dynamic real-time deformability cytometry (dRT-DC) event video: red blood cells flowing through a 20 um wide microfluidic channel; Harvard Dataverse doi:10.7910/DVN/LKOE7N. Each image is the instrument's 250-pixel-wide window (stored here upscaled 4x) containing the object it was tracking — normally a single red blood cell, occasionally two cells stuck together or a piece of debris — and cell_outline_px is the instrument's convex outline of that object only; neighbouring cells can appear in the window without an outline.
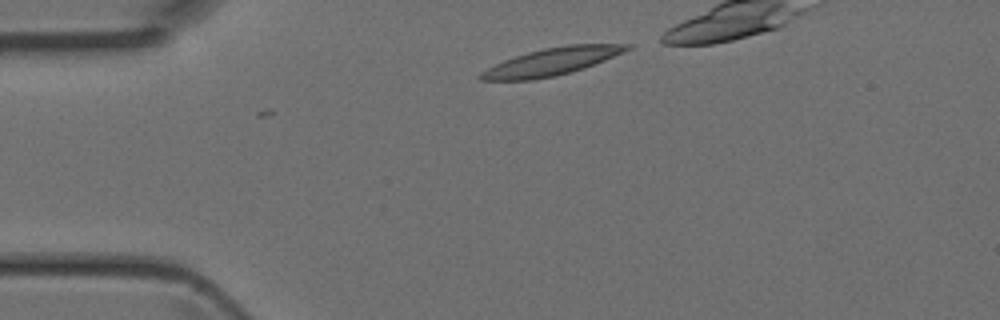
{"species": "Egyptian fruit bat (a non-hibernating species)", "species_latin": "Rousettus aegyptiacus", "temperature_condition": "room temperature", "stored_images_in_passage": 5, "camera_frame_rate_fps": 3000, "um_per_image_px": 0.085, "animal": {"sex": "female"}, "frame": {"image": 1, "passage_image": 1, "time_ms": 0.0, "image_size_px": [1000, 320], "cell_outline_px": [[632, 48], [624, 52], [604, 60], [568, 72], [552, 76], [532, 80], [480, 80], [476, 76], [480, 72], [504, 60], [528, 52], [544, 48], [568, 44], [632, 44]], "centroid_in_image_um": [46.87, 5.23], "position_along_channel_um": 38.1, "area_um2": 22.89}}
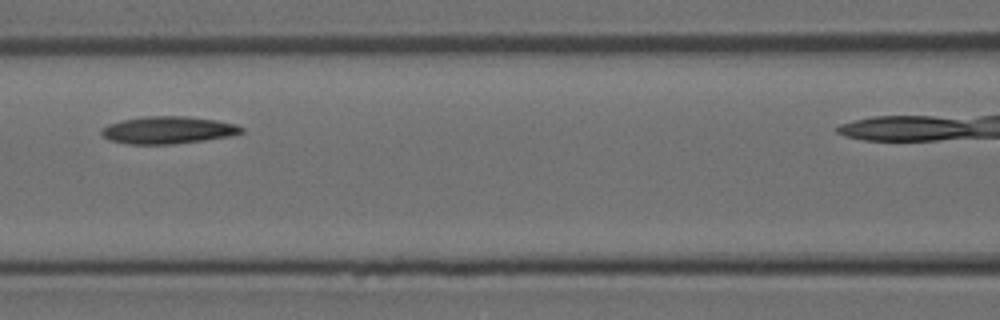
{"frame": {"image": 2, "passage_image": 4, "time_ms": 1.0, "image_size_px": [1000, 320], "cell_outline_px": [[244, 132], [232, 136], [204, 140], [172, 144], [128, 144], [108, 140], [100, 132], [100, 128], [108, 124], [120, 120], [144, 116], [184, 116], [216, 120], [236, 124], [244, 128]], "centroid_in_image_um": [14.26, 11.05], "position_along_channel_um": 152.3, "area_um2": 22.48}}